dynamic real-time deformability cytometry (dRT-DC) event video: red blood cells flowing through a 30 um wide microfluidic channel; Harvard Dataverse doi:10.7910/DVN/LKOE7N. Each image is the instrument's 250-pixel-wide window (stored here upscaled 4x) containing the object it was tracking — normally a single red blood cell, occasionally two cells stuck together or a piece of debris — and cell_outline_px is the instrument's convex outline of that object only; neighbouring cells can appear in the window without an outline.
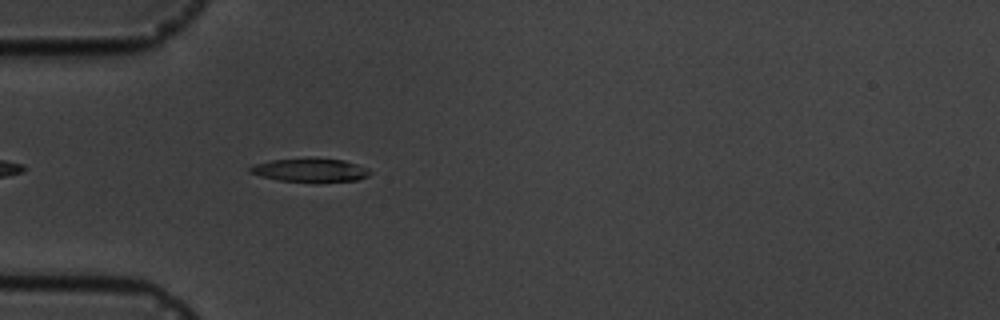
{"species": "common noctule bat (a hibernating species)", "species_latin": "Nyctalus noctula", "temperature_condition": "cold", "stored_images_in_passage": 1, "camera_frame_rate_fps": 3000, "um_per_image_px": 0.085, "animal": {"sex": "male", "body_mass_g": 19.5, "forearm_length_mm": 54.6}, "frame": {"image": 1, "passage_image": 1, "time_ms": 0.0, "image_size_px": [1000, 320], "cell_outline_px": [[372, 172], [368, 176], [356, 180], [316, 184], [280, 180], [260, 176], [248, 172], [248, 168], [252, 164], [272, 160], [308, 156], [316, 156], [344, 160], [368, 168]], "centroid_in_image_um": [26.36, 14.45], "position_along_channel_um": 58.6, "area_um2": 17.57}}